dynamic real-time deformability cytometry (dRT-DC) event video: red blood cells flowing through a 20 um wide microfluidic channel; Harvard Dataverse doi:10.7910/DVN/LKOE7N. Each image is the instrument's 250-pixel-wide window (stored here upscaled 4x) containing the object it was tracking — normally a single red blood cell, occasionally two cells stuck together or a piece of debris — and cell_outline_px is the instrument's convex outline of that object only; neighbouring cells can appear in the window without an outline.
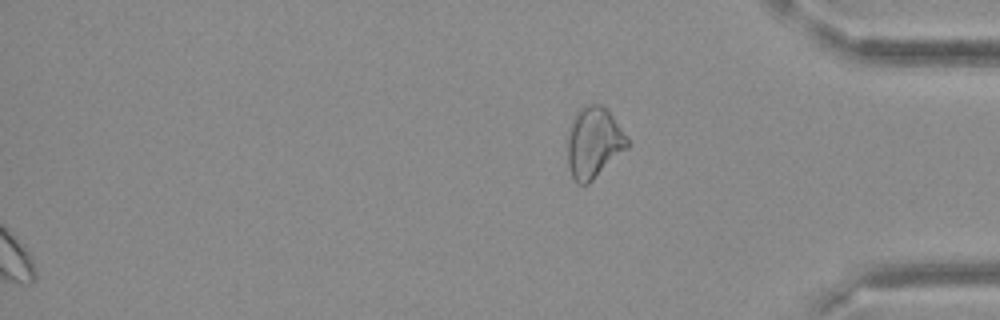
{"species": "Egyptian fruit bat (a non-hibernating species)", "species_latin": "Rousettus aegyptiacus", "temperature_condition": "cold", "stored_images_in_passage": 38, "segment_of_instrument_passage": [2, 2], "camera_frame_rate_fps": 3000, "um_per_image_px": 0.085, "frame": {"image": 1, "passage_image": 38, "time_ms": 12.333, "image_size_px": [1000, 320], "cell_outline_px": [[628, 148], [588, 184], [576, 184], [568, 168], [568, 128], [576, 112], [580, 108], [588, 104], [600, 104], [612, 116], [628, 140]], "centroid_in_image_um": [50.43, 12.14], "position_along_channel_um": 384.8, "area_um2": 24.51}}